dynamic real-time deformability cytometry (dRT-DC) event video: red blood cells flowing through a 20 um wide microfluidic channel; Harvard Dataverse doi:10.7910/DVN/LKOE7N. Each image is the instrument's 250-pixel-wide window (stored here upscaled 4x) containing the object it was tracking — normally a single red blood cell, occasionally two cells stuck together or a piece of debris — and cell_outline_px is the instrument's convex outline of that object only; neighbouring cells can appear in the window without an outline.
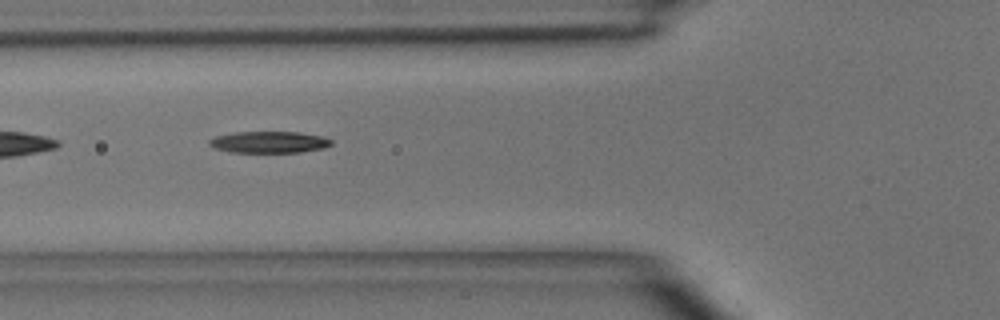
{"species": "common noctule bat (a hibernating species)", "species_latin": "Nyctalus noctula", "temperature_condition": "room temperature", "stored_images_in_passage": 7, "camera_frame_rate_fps": 3000, "um_per_image_px": 0.085, "animal": {"sex": "male", "body_mass_g": 15.6}, "frame": {"image": 1, "passage_image": 5, "time_ms": 5.333, "image_size_px": [1000, 320], "cell_outline_px": [[332, 144], [324, 148], [300, 152], [232, 152], [216, 148], [208, 144], [208, 140], [216, 136], [236, 132], [300, 132], [320, 136], [332, 140]], "centroid_in_image_um": [22.88, 12.08], "position_along_channel_um": 102.9, "area_um2": 15.2}}